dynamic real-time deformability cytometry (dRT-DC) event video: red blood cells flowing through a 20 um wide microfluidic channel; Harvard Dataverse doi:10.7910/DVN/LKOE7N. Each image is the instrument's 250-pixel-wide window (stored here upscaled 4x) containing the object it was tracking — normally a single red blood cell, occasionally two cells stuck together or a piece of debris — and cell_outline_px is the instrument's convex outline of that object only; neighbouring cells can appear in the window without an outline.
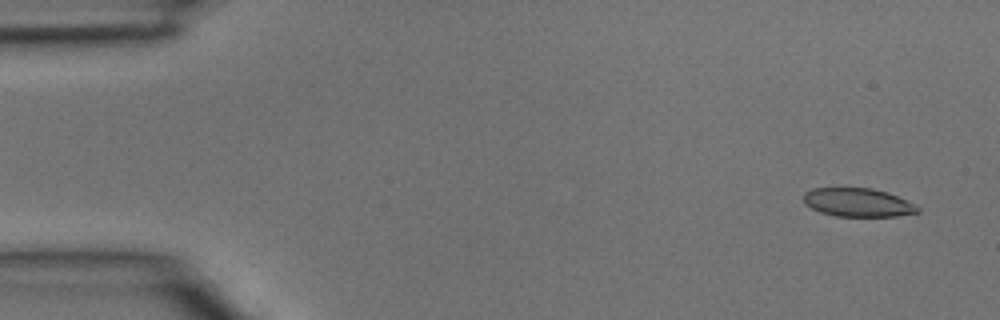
{"species": "common noctule bat (a hibernating species)", "species_latin": "Nyctalus noctula", "temperature_condition": "room temperature", "stored_images_in_passage": 4, "camera_frame_rate_fps": 3000, "um_per_image_px": 0.085, "animal": {"sex": "male", "body_mass_g": 15.6}, "frame": {"image": 1, "passage_image": 1, "time_ms": 0.0, "image_size_px": [1000, 320], "cell_outline_px": [[920, 212], [896, 216], [836, 216], [820, 212], [804, 204], [804, 192], [812, 188], [872, 188], [888, 192], [916, 204], [920, 208]], "centroid_in_image_um": [72.93, 17.2], "position_along_channel_um": 12.1, "area_um2": 19.07}}
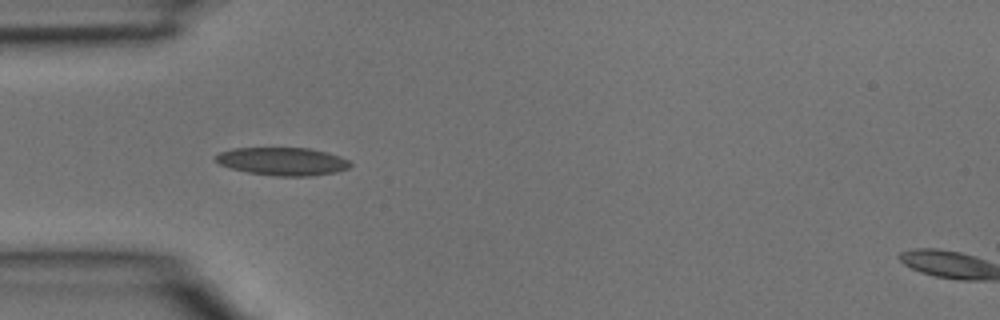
{"frame": {"image": 2, "passage_image": 4, "time_ms": 1.0, "image_size_px": [1000, 320], "cell_outline_px": [[352, 164], [348, 168], [336, 172], [312, 176], [276, 176], [248, 172], [232, 168], [220, 164], [216, 160], [216, 156], [220, 152], [232, 148], [308, 148], [340, 156], [348, 160]], "centroid_in_image_um": [24.03, 13.72], "position_along_channel_um": 61.0, "area_um2": 21.73}}